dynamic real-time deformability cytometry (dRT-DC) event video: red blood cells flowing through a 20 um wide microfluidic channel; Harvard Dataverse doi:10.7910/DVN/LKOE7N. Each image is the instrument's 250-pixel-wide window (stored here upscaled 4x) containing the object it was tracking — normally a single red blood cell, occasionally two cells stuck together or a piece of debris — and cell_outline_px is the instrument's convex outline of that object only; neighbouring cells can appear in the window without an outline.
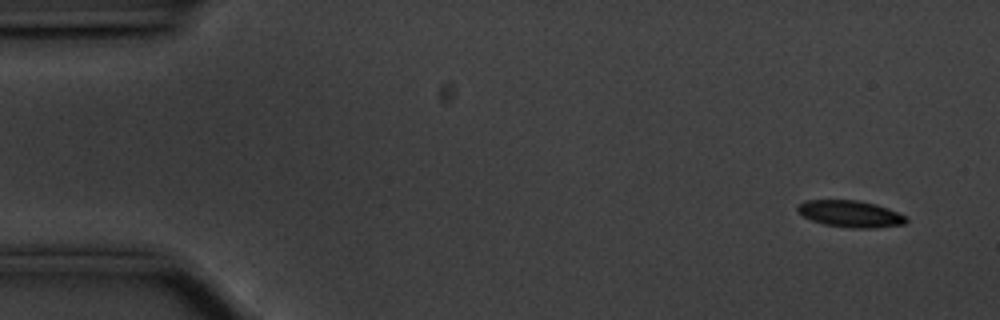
{"species": "common noctule bat (a hibernating species)", "species_latin": "Nyctalus noctula", "temperature_condition": "cold", "stored_images_in_passage": 55, "camera_frame_rate_fps": 3000, "um_per_image_px": 0.085, "animal": {"sex": "male", "body_mass_g": 20.1, "forearm_length_mm": 53.5}, "frame": {"image": 1, "passage_image": 2, "time_ms": 0.333, "image_size_px": [1000, 320], "cell_outline_px": [[908, 220], [904, 224], [876, 228], [852, 228], [824, 224], [812, 220], [796, 212], [796, 204], [804, 200], [856, 200], [876, 204], [888, 208], [904, 216]], "centroid_in_image_um": [72.23, 18.17], "position_along_channel_um": 12.8, "area_um2": 16.94}}
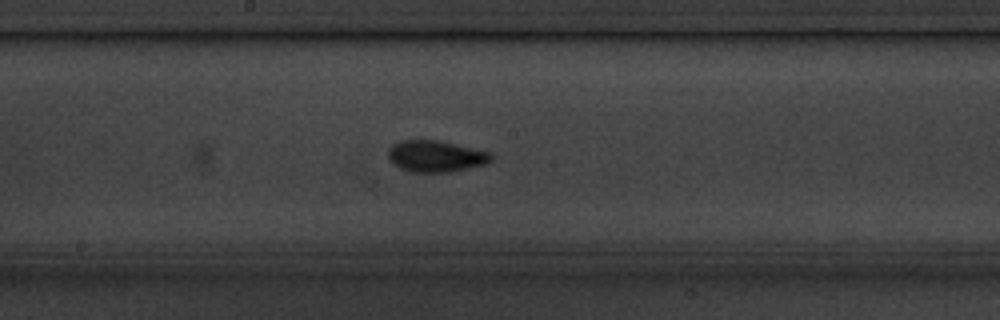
{"frame": {"image": 2, "passage_image": 28, "time_ms": 9.0, "image_size_px": [1000, 320], "cell_outline_px": [[492, 160], [484, 164], [448, 172], [412, 172], [400, 168], [392, 164], [388, 160], [388, 148], [392, 144], [400, 140], [440, 140], [492, 152]], "centroid_in_image_um": [37.0, 13.26], "position_along_channel_um": 211.2, "area_um2": 19.07}}
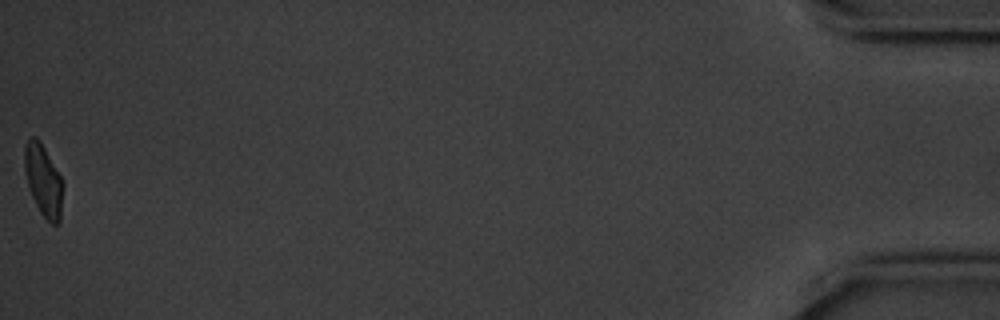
{"frame": {"image": 3, "passage_image": 55, "time_ms": 18.0, "image_size_px": [1000, 320], "cell_outline_px": [[64, 184], [60, 224], [52, 224], [40, 212], [32, 196], [24, 172], [24, 148], [28, 136], [36, 136], [40, 140], [60, 176]], "centroid_in_image_um": [3.69, 15.32], "position_along_channel_um": 431.5, "area_um2": 16.18}, "authors_computed_cell_mechanics": {"area_um2": 17.051, "velocity_mm_per_s": 3.5446, "shape_relaxation_time_tau1_ms": 2.3497, "shape_relaxation_time_tau2_ms": 1.7842, "deformation_change_tau1": 0.1145, "deformation_change_tau2": 0.0507}}